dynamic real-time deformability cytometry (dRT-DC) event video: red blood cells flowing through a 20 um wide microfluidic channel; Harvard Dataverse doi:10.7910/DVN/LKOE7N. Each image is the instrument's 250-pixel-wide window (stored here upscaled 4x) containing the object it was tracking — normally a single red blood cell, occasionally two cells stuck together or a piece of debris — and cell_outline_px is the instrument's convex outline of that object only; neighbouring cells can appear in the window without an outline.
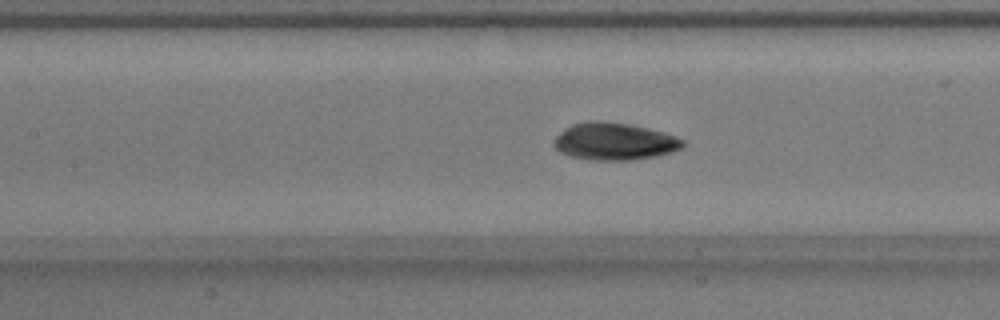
{"species": "common noctule bat (a hibernating species)", "species_latin": "Nyctalus noctula", "temperature_condition": "warm", "stored_images_in_passage": 47, "camera_frame_rate_fps": 3000, "um_per_image_px": 0.085, "animal": {"sex": "male", "body_mass_g": 17.9}, "frame": {"image": 1, "passage_image": 24, "time_ms": 7.667, "image_size_px": [1000, 320], "cell_outline_px": [[684, 148], [672, 152], [656, 156], [632, 160], [588, 160], [572, 156], [560, 152], [552, 144], [552, 140], [564, 128], [572, 124], [588, 120], [600, 120], [628, 124], [648, 128], [664, 132], [676, 136], [684, 140]], "centroid_in_image_um": [52.21, 12.01], "position_along_channel_um": 155.2, "area_um2": 28.32}}
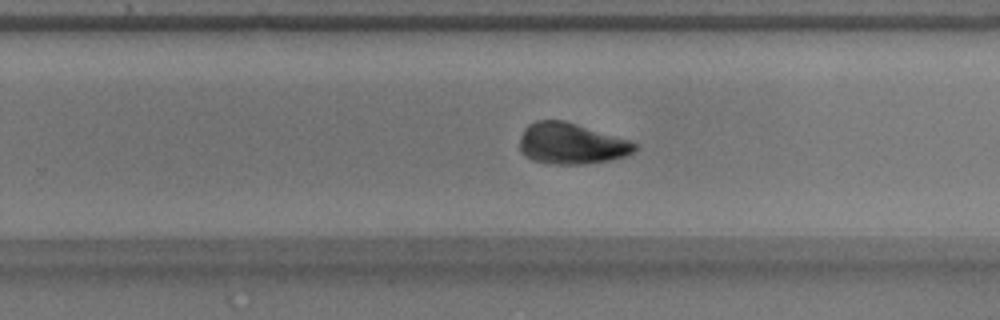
{"frame": {"image": 2, "passage_image": 34, "time_ms": 11.0, "image_size_px": [1000, 320], "cell_outline_px": [[640, 148], [624, 156], [608, 160], [584, 164], [552, 164], [532, 160], [524, 156], [520, 152], [520, 136], [524, 128], [528, 124], [536, 120], [564, 120], [628, 140], [640, 144]], "centroid_in_image_um": [48.53, 12.2], "position_along_channel_um": 281.3, "area_um2": 27.63}}
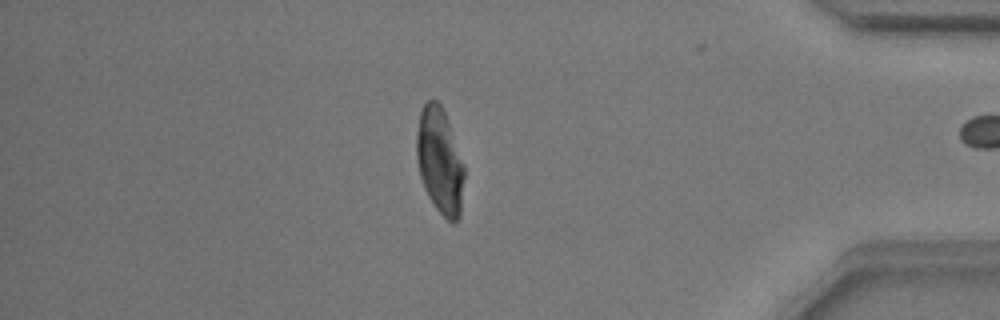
{"frame": {"image": 3, "passage_image": 46, "time_ms": 15.0, "image_size_px": [1000, 320], "cell_outline_px": [[464, 176], [460, 216], [452, 224], [436, 208], [428, 196], [424, 188], [420, 176], [416, 160], [416, 132], [420, 112], [424, 104], [428, 100], [436, 100], [440, 104], [448, 120], [464, 168]], "centroid_in_image_um": [37.36, 13.68], "position_along_channel_um": 397.8, "area_um2": 29.25}, "authors_computed_cell_mechanics": {"area_um2": 28.033, "velocity_mm_per_s": 3.7881, "shape_relaxation_time_tau1_ms": 4.0526, "shape_relaxation_time_tau2_ms": 2.7362, "deformation_change_tau1": 0.166, "deformation_change_tau2": 0.0721}}